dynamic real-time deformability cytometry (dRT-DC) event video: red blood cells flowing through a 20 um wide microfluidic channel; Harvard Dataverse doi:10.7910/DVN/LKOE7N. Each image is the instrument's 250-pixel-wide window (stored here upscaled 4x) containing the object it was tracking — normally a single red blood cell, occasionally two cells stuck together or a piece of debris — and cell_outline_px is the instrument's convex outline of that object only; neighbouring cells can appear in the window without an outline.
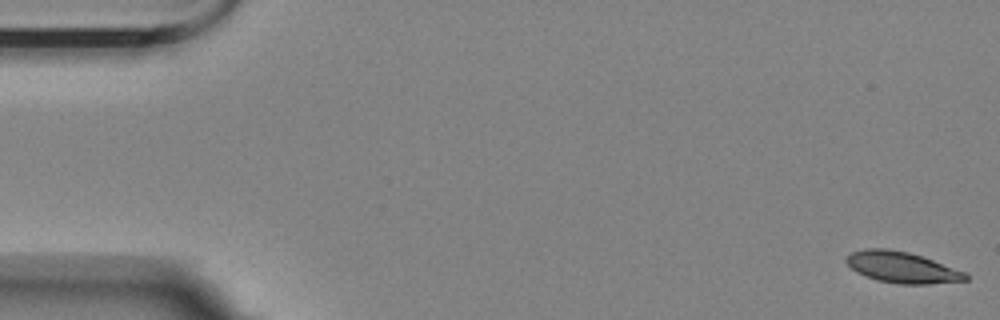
{"species": "Egyptian fruit bat (a non-hibernating species)", "species_latin": "Rousettus aegyptiacus", "temperature_condition": "room temperature", "stored_images_in_passage": 57, "camera_frame_rate_fps": 3000, "um_per_image_px": 0.085, "animal": {"sex": "female"}, "frame": {"image": 1, "passage_image": 1, "time_ms": 0.0, "image_size_px": [1000, 320], "cell_outline_px": [[968, 280], [928, 284], [900, 284], [876, 280], [864, 276], [856, 272], [844, 260], [852, 252], [864, 248], [884, 248], [908, 252], [968, 272]], "centroid_in_image_um": [76.67, 22.73], "position_along_channel_um": 8.3, "area_um2": 21.62}}
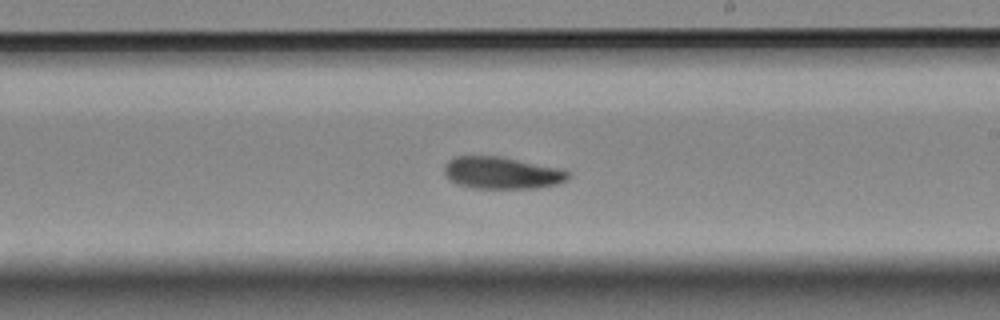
{"frame": {"image": 2, "passage_image": 33, "time_ms": 10.667, "image_size_px": [1000, 320], "cell_outline_px": [[572, 176], [568, 180], [556, 184], [536, 188], [472, 188], [456, 184], [448, 180], [444, 176], [444, 164], [448, 160], [456, 156], [500, 156], [564, 168]], "centroid_in_image_um": [42.66, 14.69], "position_along_channel_um": 246.3, "area_um2": 23.64}}
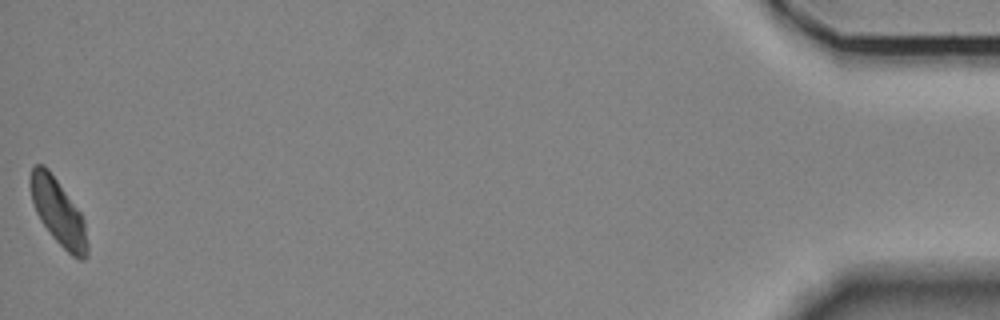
{"frame": {"image": 3, "passage_image": 57, "time_ms": 18.667, "image_size_px": [1000, 320], "cell_outline_px": [[88, 256], [84, 260], [80, 260], [72, 256], [52, 236], [40, 220], [36, 212], [32, 200], [28, 180], [32, 168], [36, 164], [44, 164], [48, 168], [80, 212], [84, 220], [88, 244]], "centroid_in_image_um": [4.94, 18.03], "position_along_channel_um": 430.3, "area_um2": 21.91}}